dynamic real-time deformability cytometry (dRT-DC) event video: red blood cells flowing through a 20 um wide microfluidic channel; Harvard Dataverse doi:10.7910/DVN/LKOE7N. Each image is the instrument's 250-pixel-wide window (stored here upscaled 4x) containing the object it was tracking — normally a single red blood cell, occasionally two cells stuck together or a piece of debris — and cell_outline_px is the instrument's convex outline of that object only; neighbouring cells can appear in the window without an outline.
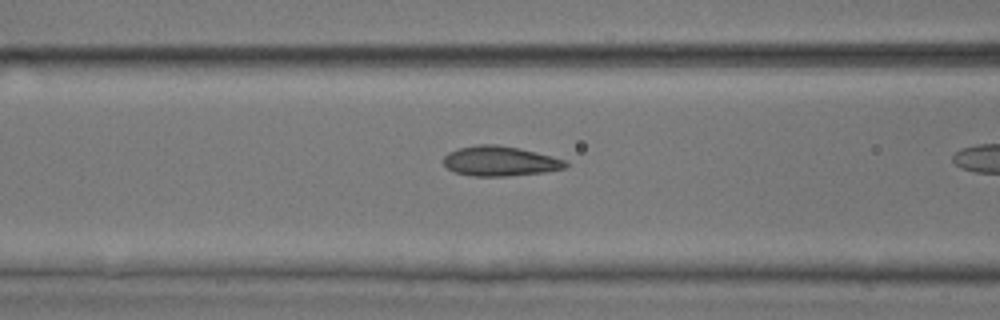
{"species": "common noctule bat (a hibernating species)", "species_latin": "Nyctalus noctula", "temperature_condition": "room temperature", "stored_images_in_passage": 6, "camera_frame_rate_fps": 3000, "um_per_image_px": 0.085, "animal": {"sex": "male", "body_mass_g": 17.9, "forearm_length_mm": 54.2}, "frame": {"image": 1, "passage_image": 5, "time_ms": 1.333, "image_size_px": [1000, 320], "cell_outline_px": [[568, 164], [564, 168], [544, 172], [508, 176], [472, 176], [456, 172], [448, 168], [444, 164], [444, 156], [448, 152], [460, 148], [476, 144], [496, 144], [520, 148], [568, 160]], "centroid_in_image_um": [42.52, 13.69], "position_along_channel_um": 124.1, "area_um2": 21.27}}